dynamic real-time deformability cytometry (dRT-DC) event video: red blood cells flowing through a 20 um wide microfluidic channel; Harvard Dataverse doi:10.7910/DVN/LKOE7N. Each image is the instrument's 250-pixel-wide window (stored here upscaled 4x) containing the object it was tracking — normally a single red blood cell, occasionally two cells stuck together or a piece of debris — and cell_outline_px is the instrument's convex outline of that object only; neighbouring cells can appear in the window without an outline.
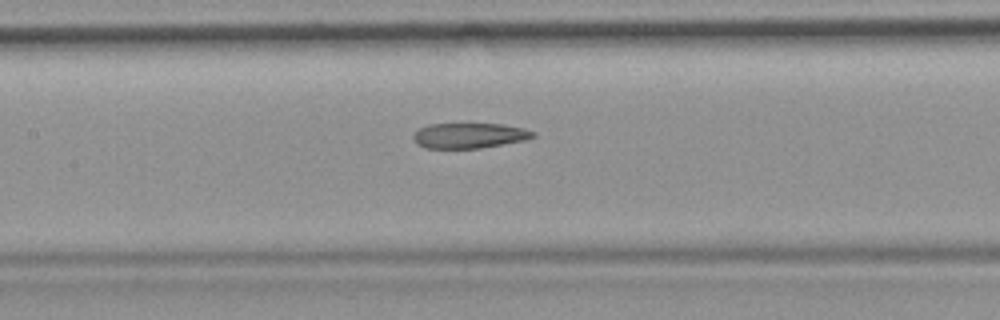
{"species": "common noctule bat (a hibernating species)", "species_latin": "Nyctalus noctula", "temperature_condition": "room temperature", "stored_images_in_passage": 42, "camera_frame_rate_fps": 3000, "um_per_image_px": 0.085, "animal": {"sex": "female", "body_mass_g": 19.9}, "frame": {"image": 1, "passage_image": 24, "time_ms": 7.667, "image_size_px": [1000, 320], "cell_outline_px": [[536, 136], [524, 140], [480, 148], [424, 148], [416, 144], [412, 140], [412, 136], [420, 128], [428, 124], [504, 124], [524, 128], [536, 132]], "centroid_in_image_um": [39.88, 11.52], "position_along_channel_um": 167.5, "area_um2": 17.69}}